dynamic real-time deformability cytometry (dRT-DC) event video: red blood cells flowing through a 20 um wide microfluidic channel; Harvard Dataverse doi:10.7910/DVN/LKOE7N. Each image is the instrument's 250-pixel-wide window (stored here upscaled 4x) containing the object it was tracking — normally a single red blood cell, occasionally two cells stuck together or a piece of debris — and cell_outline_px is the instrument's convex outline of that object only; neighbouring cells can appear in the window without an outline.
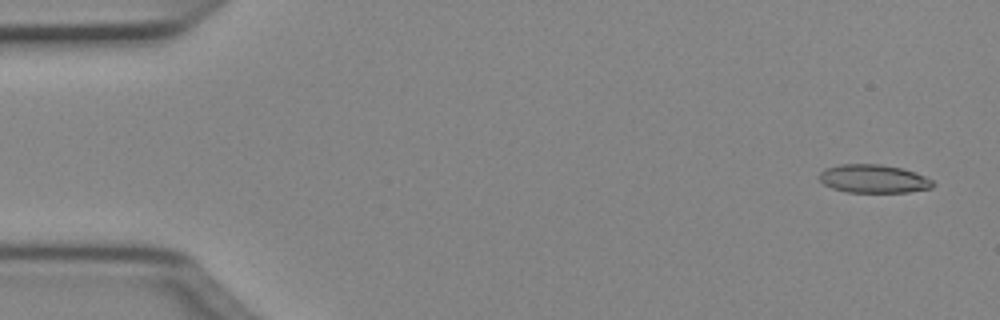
{"species": "Egyptian fruit bat (a non-hibernating species)", "species_latin": "Rousettus aegyptiacus", "temperature_condition": "cold", "stored_images_in_passage": 50, "camera_frame_rate_fps": 3000, "um_per_image_px": 0.085, "animal": {"sex": "female"}, "frame": {"image": 1, "passage_image": 2, "time_ms": 0.333, "image_size_px": [1000, 320], "cell_outline_px": [[936, 184], [932, 188], [908, 192], [848, 192], [832, 188], [824, 184], [820, 180], [820, 172], [824, 168], [840, 164], [880, 164], [900, 168], [916, 172], [932, 180]], "centroid_in_image_um": [74.26, 15.19], "position_along_channel_um": 10.7, "area_um2": 18.79}}
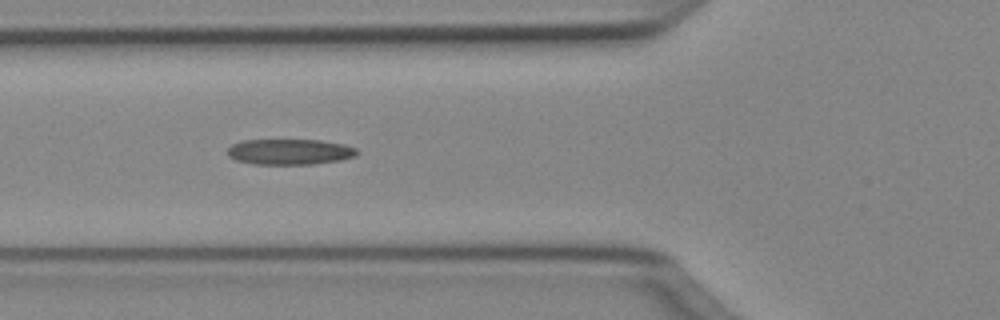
{"frame": {"image": 2, "passage_image": 18, "time_ms": 5.667, "image_size_px": [1000, 320], "cell_outline_px": [[360, 152], [356, 156], [340, 160], [312, 164], [252, 164], [236, 160], [228, 156], [228, 148], [232, 144], [240, 140], [320, 140], [344, 144], [356, 148]], "centroid_in_image_um": [24.63, 12.9], "position_along_channel_um": 101.2, "area_um2": 19.48}}
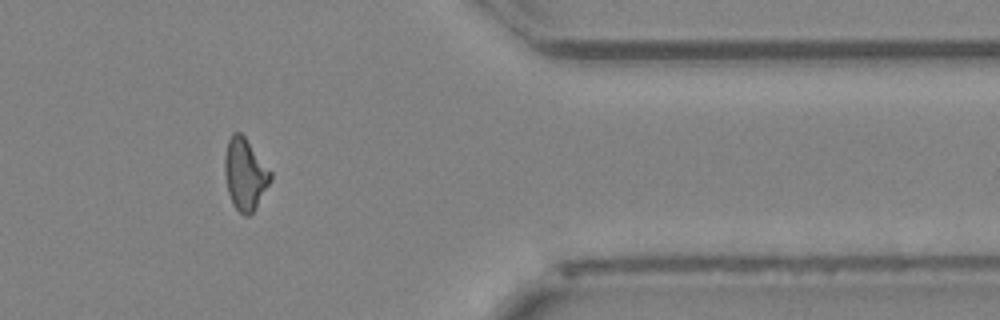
{"frame": {"image": 3, "passage_image": 41, "time_ms": 13.333, "image_size_px": [1000, 320], "cell_outline_px": [[272, 180], [256, 208], [248, 216], [244, 216], [232, 204], [228, 192], [224, 176], [224, 156], [228, 140], [232, 132], [240, 132], [244, 136], [272, 172]], "centroid_in_image_um": [20.82, 14.81], "position_along_channel_um": 390.6, "area_um2": 19.31}, "authors_computed_cell_mechanics": {"area_um2": 19.3052, "velocity_mm_per_s": 4.0493, "shape_relaxation_time_tau1_ms": null, "shape_relaxation_time_tau2_ms": 2.5954, "deformation_change_tau1": null, "deformation_change_tau2": 0.117}}